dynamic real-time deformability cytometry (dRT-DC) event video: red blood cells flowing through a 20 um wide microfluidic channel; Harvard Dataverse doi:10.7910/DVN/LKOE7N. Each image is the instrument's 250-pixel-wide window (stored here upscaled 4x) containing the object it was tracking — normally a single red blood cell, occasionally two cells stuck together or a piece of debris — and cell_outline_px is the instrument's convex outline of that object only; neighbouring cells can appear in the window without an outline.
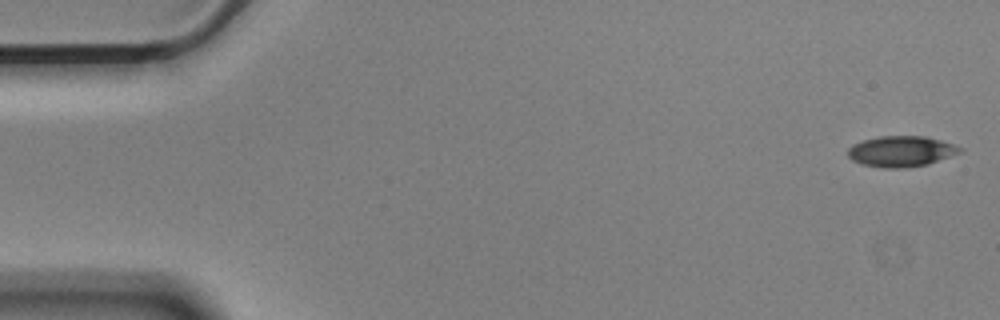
{"species": "Egyptian fruit bat (a non-hibernating species)", "species_latin": "Rousettus aegyptiacus", "temperature_condition": "cold", "stored_images_in_passage": 50, "camera_frame_rate_fps": 3000, "um_per_image_px": 0.085, "animal": {"sex": "male"}, "frame": {"image": 1, "passage_image": 1, "time_ms": 0.0, "image_size_px": [1000, 320], "cell_outline_px": [[964, 148], [960, 152], [928, 164], [900, 168], [884, 168], [864, 164], [852, 160], [848, 156], [848, 148], [852, 144], [864, 140], [880, 136], [924, 136], [940, 140]], "centroid_in_image_um": [76.58, 12.86], "position_along_channel_um": 8.4, "area_um2": 19.83}}
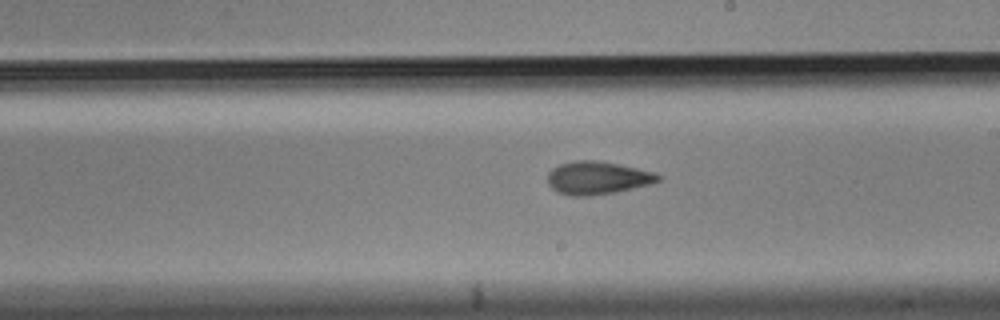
{"frame": {"image": 2, "passage_image": 31, "time_ms": 10.0, "image_size_px": [1000, 320], "cell_outline_px": [[664, 176], [660, 180], [648, 184], [616, 192], [588, 196], [572, 196], [556, 192], [548, 184], [548, 172], [552, 168], [560, 164], [576, 160], [596, 160], [636, 168], [652, 172]], "centroid_in_image_um": [50.75, 15.12], "position_along_channel_um": 238.3, "area_um2": 21.1}}
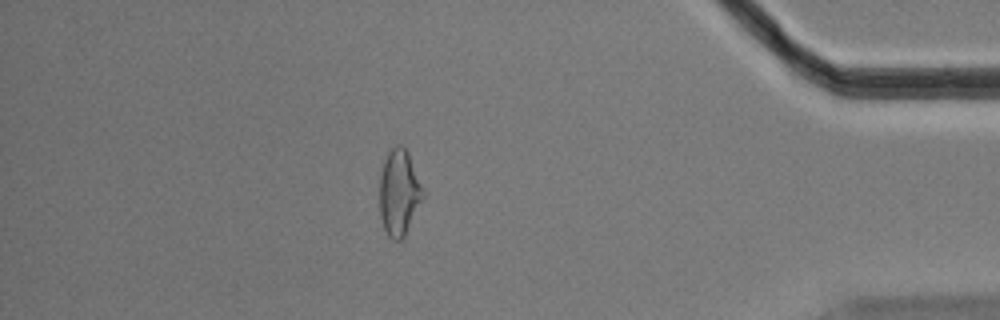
{"frame": {"image": 3, "passage_image": 48, "time_ms": 15.667, "image_size_px": [1000, 320], "cell_outline_px": [[424, 196], [404, 236], [400, 240], [392, 240], [388, 236], [384, 228], [380, 216], [380, 176], [384, 160], [388, 152], [396, 144], [400, 144], [408, 152], [424, 192]], "centroid_in_image_um": [33.91, 16.37], "position_along_channel_um": 401.3, "area_um2": 21.44}, "authors_computed_cell_mechanics": {"area_um2": 20.7502, "velocity_mm_per_s": 3.592, "shape_relaxation_time_tau1_ms": 5.6414, "shape_relaxation_time_tau2_ms": 3.7121, "deformation_change_tau1": 0.126, "deformation_change_tau2": 0.1102}}